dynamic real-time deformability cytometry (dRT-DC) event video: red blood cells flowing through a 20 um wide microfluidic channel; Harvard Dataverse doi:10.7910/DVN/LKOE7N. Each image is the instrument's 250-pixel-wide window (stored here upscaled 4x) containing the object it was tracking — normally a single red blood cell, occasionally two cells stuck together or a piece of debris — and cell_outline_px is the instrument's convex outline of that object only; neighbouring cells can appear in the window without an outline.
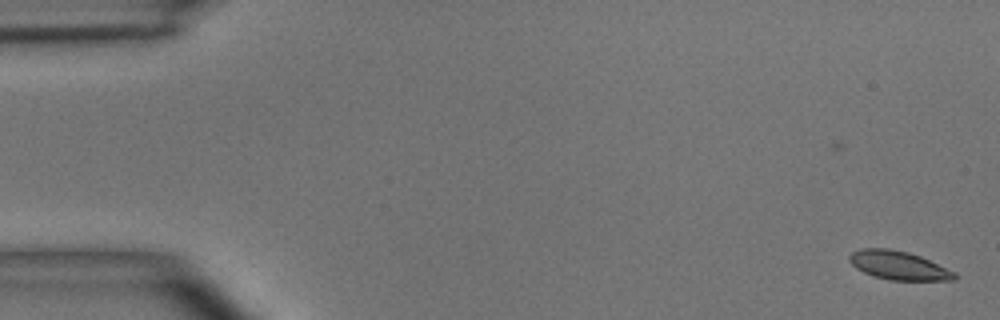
{"species": "common noctule bat (a hibernating species)", "species_latin": "Nyctalus noctula", "temperature_condition": "room temperature", "stored_images_in_passage": 5, "camera_frame_rate_fps": 3000, "um_per_image_px": 0.085, "animal": {"sex": "male", "body_mass_g": 15.6}, "frame": {"image": 1, "passage_image": 1, "time_ms": 0.0, "image_size_px": [1000, 320], "cell_outline_px": [[956, 280], [892, 280], [872, 276], [856, 268], [848, 260], [848, 256], [852, 252], [860, 248], [888, 248], [908, 252], [920, 256], [956, 272]], "centroid_in_image_um": [76.36, 22.55], "position_along_channel_um": 8.6, "area_um2": 17.57}}
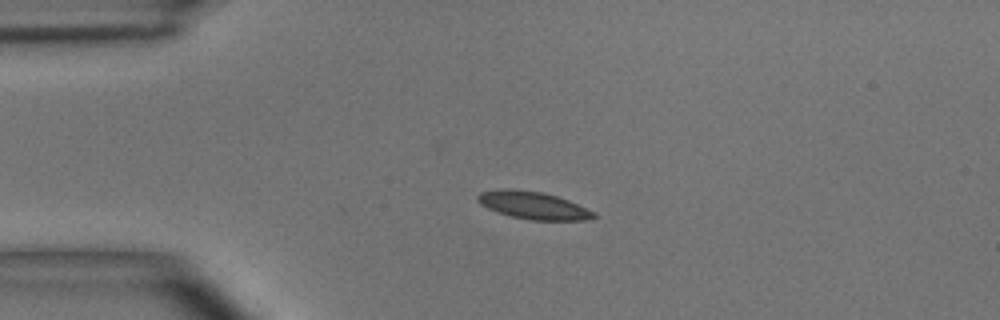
{"frame": {"image": 2, "passage_image": 4, "time_ms": 3.667, "image_size_px": [1000, 320], "cell_outline_px": [[596, 216], [584, 220], [532, 220], [512, 216], [496, 212], [480, 204], [476, 200], [476, 196], [480, 192], [504, 188], [544, 192], [568, 200], [596, 212]], "centroid_in_image_um": [45.3, 17.45], "position_along_channel_um": 39.7, "area_um2": 18.55}}